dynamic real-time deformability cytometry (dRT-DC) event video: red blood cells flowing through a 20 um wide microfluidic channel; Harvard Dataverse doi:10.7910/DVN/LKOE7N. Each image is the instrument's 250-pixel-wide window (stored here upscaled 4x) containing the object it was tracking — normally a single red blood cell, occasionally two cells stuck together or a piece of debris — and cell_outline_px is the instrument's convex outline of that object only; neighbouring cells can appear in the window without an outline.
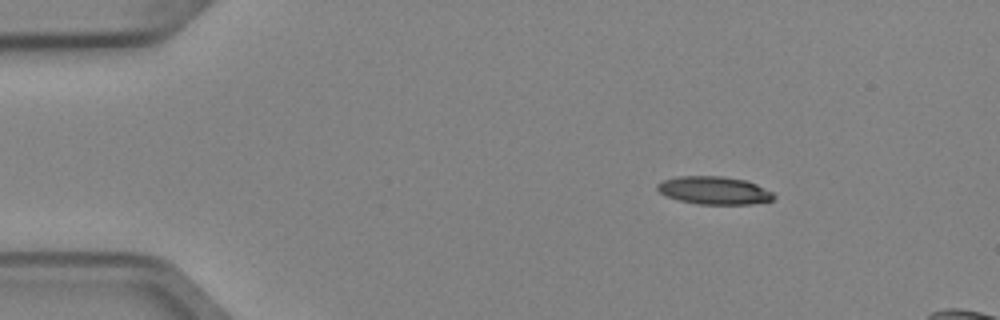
{"species": "Egyptian fruit bat (a non-hibernating species)", "species_latin": "Rousettus aegyptiacus", "temperature_condition": "cold", "stored_images_in_passage": 4, "segment_of_instrument_passage": [1, 2], "camera_frame_rate_fps": 3000, "um_per_image_px": 0.085, "animal": {"sex": "female"}, "frame": {"image": 1, "passage_image": 1, "time_ms": 0.0, "image_size_px": [1000, 320], "cell_outline_px": [[776, 196], [772, 200], [752, 204], [696, 204], [680, 200], [668, 196], [660, 192], [656, 188], [656, 184], [664, 180], [676, 176], [724, 176], [744, 180], [756, 184], [772, 192]], "centroid_in_image_um": [60.7, 16.18], "position_along_channel_um": 24.3, "area_um2": 18.84}}